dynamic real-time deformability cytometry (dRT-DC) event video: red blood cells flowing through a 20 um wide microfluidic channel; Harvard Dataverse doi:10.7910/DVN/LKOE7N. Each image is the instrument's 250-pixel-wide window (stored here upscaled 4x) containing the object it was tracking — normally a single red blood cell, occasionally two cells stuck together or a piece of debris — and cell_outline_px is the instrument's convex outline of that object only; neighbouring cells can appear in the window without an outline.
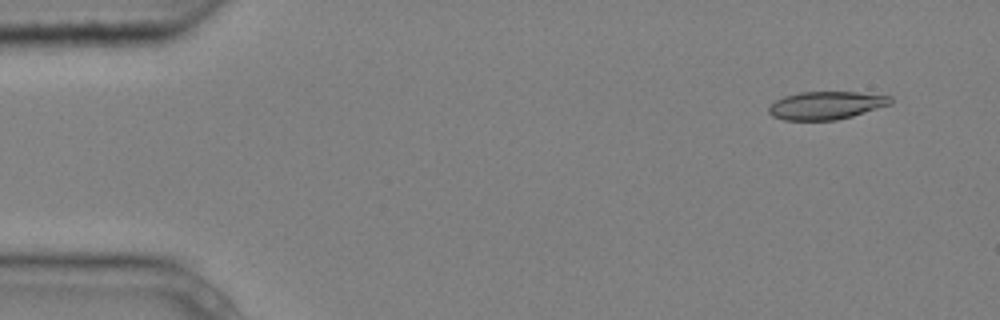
{"species": "common noctule bat (a hibernating species)", "species_latin": "Nyctalus noctula", "temperature_condition": "cold", "stored_images_in_passage": 4, "camera_frame_rate_fps": 3000, "um_per_image_px": 0.085, "animal": {"sex": "male", "body_mass_g": 20.4}, "frame": {"image": 1, "passage_image": 1, "time_ms": 0.0, "image_size_px": [1000, 320], "cell_outline_px": [[892, 104], [852, 116], [836, 120], [784, 120], [772, 116], [768, 112], [768, 108], [776, 100], [784, 96], [800, 92], [856, 92], [892, 96]], "centroid_in_image_um": [70.23, 8.96], "position_along_channel_um": 14.8, "area_um2": 19.83}}
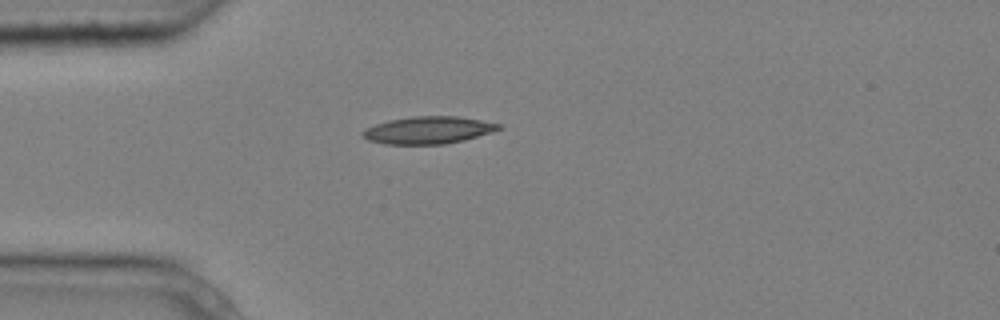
{"frame": {"image": 2, "passage_image": 4, "time_ms": 1.0, "image_size_px": [1000, 320], "cell_outline_px": [[504, 128], [492, 132], [464, 140], [444, 144], [384, 144], [368, 140], [360, 132], [376, 124], [388, 120], [412, 116], [456, 116], [480, 120], [500, 124]], "centroid_in_image_um": [36.42, 11.06], "position_along_channel_um": 48.6, "area_um2": 21.56}}